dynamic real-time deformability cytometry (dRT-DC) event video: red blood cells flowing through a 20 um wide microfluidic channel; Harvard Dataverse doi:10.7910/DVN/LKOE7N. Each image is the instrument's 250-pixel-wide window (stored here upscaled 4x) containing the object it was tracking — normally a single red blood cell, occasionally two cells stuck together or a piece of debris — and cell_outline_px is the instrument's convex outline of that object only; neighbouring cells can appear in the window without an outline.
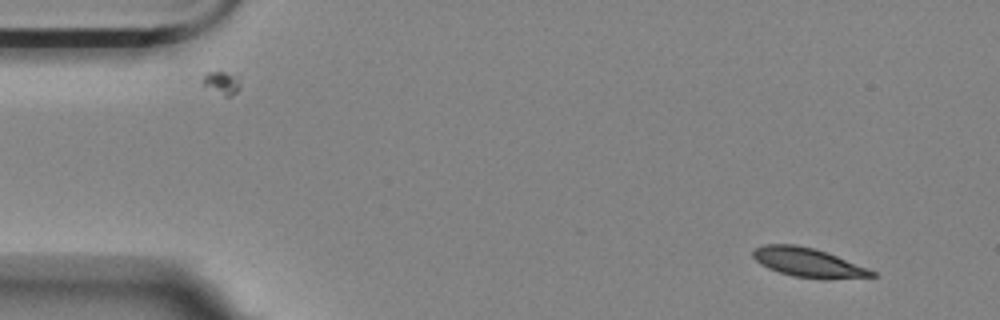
{"species": "Egyptian fruit bat (a non-hibernating species)", "species_latin": "Rousettus aegyptiacus", "temperature_condition": "room temperature", "stored_images_in_passage": 7, "camera_frame_rate_fps": 3000, "um_per_image_px": 0.085, "animal": {"sex": "female"}, "frame": {"image": 1, "passage_image": 1, "time_ms": 0.0, "image_size_px": [1000, 320], "cell_outline_px": [[880, 276], [824, 280], [820, 280], [792, 276], [768, 268], [760, 264], [752, 256], [752, 248], [764, 244], [796, 244], [812, 248], [836, 256], [868, 268], [876, 272]], "centroid_in_image_um": [68.68, 22.33], "position_along_channel_um": 16.3, "area_um2": 20.4}}